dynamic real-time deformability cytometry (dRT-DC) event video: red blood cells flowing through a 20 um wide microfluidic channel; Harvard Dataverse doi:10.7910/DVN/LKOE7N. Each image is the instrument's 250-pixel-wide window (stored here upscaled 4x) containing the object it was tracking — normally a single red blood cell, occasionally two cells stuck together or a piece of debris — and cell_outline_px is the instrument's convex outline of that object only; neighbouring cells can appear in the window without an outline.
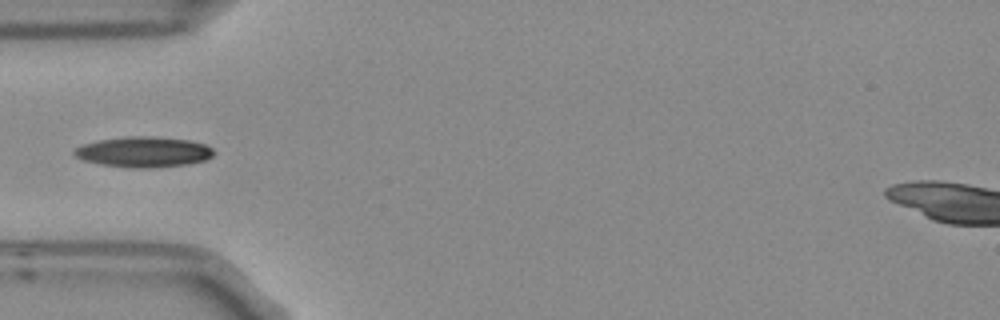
{"species": "Egyptian fruit bat (a non-hibernating species)", "species_latin": "Rousettus aegyptiacus", "temperature_condition": "room temperature", "stored_images_in_passage": 8, "camera_frame_rate_fps": 3000, "um_per_image_px": 0.085, "frame": {"image": 1, "passage_image": 4, "time_ms": 1.0, "image_size_px": [1000, 320], "cell_outline_px": [[212, 156], [204, 160], [188, 164], [152, 168], [132, 168], [100, 164], [84, 160], [76, 156], [72, 152], [76, 148], [84, 144], [100, 140], [128, 136], [144, 136], [188, 140], [204, 144], [212, 148]], "centroid_in_image_um": [12.19, 12.92], "position_along_channel_um": 72.8, "area_um2": 24.45}}
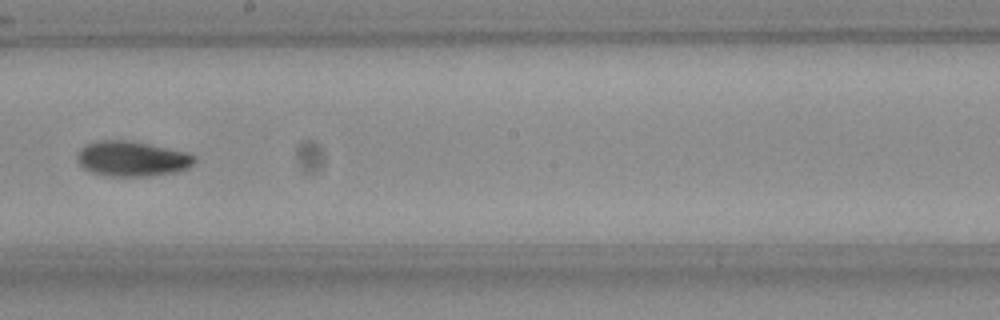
{"frame": {"image": 2, "passage_image": 8, "time_ms": 2.333, "image_size_px": [1000, 320], "cell_outline_px": [[196, 160], [188, 168], [176, 172], [144, 176], [112, 176], [92, 172], [84, 168], [80, 164], [80, 148], [84, 144], [96, 140], [128, 140], [188, 152], [196, 156]], "centroid_in_image_um": [11.26, 13.48], "position_along_channel_um": 236.9, "area_um2": 23.81}}